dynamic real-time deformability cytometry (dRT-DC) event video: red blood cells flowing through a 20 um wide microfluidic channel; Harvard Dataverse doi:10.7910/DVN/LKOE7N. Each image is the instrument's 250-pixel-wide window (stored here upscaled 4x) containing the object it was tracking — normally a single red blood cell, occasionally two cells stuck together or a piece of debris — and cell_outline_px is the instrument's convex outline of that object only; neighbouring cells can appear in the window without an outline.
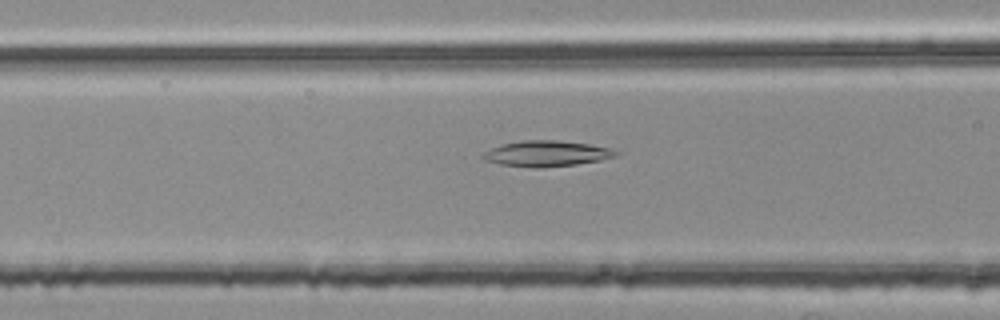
{"species": "common noctule bat (a hibernating species)", "species_latin": "Nyctalus noctula", "temperature_condition": "room temperature", "stored_images_in_passage": 50, "camera_frame_rate_fps": 3000, "um_per_image_px": 0.085, "animal": {"sex": "female", "body_mass_g": 25.1}, "frame": {"image": 1, "passage_image": 17, "time_ms": 5.333, "image_size_px": [1000, 320], "cell_outline_px": [[620, 152], [616, 156], [600, 160], [576, 164], [540, 168], [536, 168], [500, 164], [484, 160], [480, 156], [484, 152], [500, 144], [524, 140], [556, 140], [588, 144], [612, 148]], "centroid_in_image_um": [46.45, 13.05], "position_along_channel_um": 120.2, "area_um2": 19.94}}
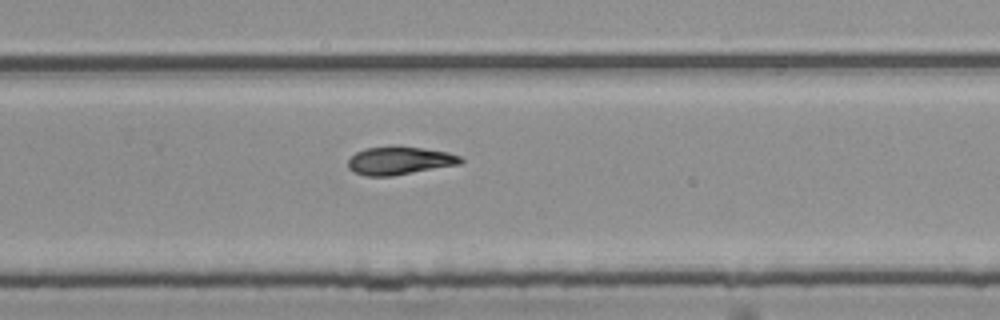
{"frame": {"image": 2, "passage_image": 31, "time_ms": 10.0, "image_size_px": [1000, 320], "cell_outline_px": [[464, 160], [460, 164], [392, 176], [364, 176], [352, 172], [348, 168], [348, 160], [356, 152], [364, 148], [392, 144], [424, 148], [448, 152], [460, 156]], "centroid_in_image_um": [33.92, 13.63], "position_along_channel_um": 295.9, "area_um2": 18.9}}
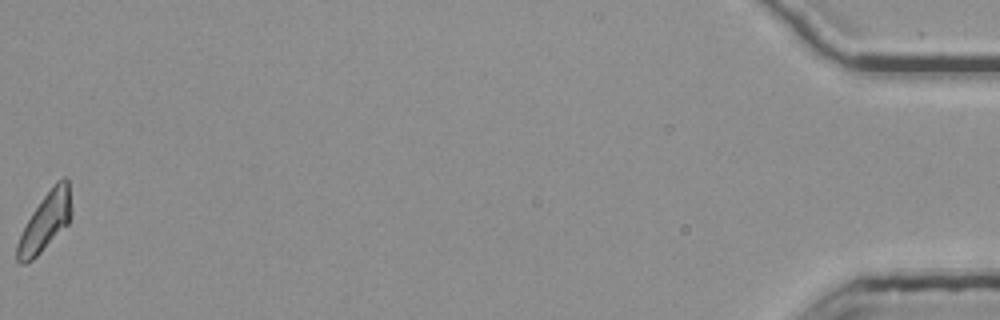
{"frame": {"image": 3, "passage_image": 50, "time_ms": 16.333, "image_size_px": [1000, 320], "cell_outline_px": [[72, 212], [68, 224], [32, 260], [24, 264], [20, 264], [16, 260], [16, 244], [32, 212], [56, 180], [64, 176], [68, 180], [72, 208]], "centroid_in_image_um": [3.86, 18.83], "position_along_channel_um": 431.3, "area_um2": 18.21}, "authors_computed_cell_mechanics": {"area_um2": 18.8428, "velocity_mm_per_s": 3.7656, "shape_relaxation_time_tau1_ms": 6.8414, "shape_relaxation_time_tau2_ms": null, "deformation_change_tau1": 0.1795, "deformation_change_tau2": null}}